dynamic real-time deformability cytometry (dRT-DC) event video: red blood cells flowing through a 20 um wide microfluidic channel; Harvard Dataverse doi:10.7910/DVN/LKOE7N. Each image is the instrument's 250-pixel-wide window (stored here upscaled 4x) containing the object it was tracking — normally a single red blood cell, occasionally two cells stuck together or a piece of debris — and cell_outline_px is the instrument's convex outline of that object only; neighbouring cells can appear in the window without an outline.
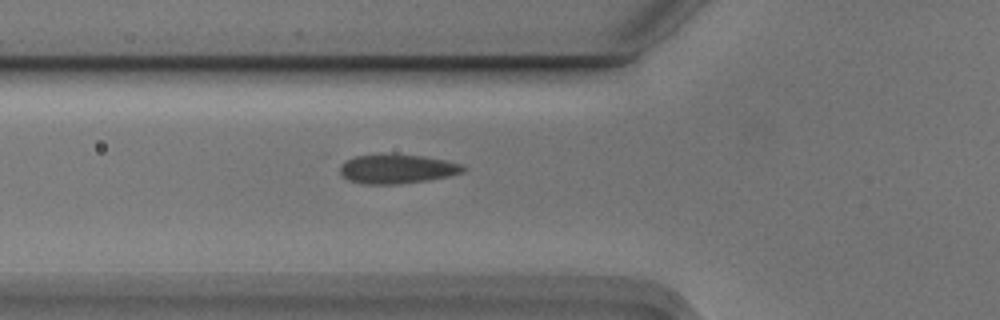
{"species": "Egyptian fruit bat (a non-hibernating species)", "species_latin": "Rousettus aegyptiacus", "temperature_condition": "cold", "stored_images_in_passage": 5, "camera_frame_rate_fps": 3000, "um_per_image_px": 0.085, "animal": {"sex": "male"}, "frame": {"image": 1, "passage_image": 5, "time_ms": 1.333, "image_size_px": [1000, 320], "cell_outline_px": [[468, 168], [464, 172], [448, 176], [428, 180], [400, 184], [364, 184], [348, 180], [340, 172], [340, 164], [352, 156], [380, 152], [392, 152], [424, 156], [464, 164]], "centroid_in_image_um": [33.74, 14.32], "position_along_channel_um": 92.1, "area_um2": 21.79}}